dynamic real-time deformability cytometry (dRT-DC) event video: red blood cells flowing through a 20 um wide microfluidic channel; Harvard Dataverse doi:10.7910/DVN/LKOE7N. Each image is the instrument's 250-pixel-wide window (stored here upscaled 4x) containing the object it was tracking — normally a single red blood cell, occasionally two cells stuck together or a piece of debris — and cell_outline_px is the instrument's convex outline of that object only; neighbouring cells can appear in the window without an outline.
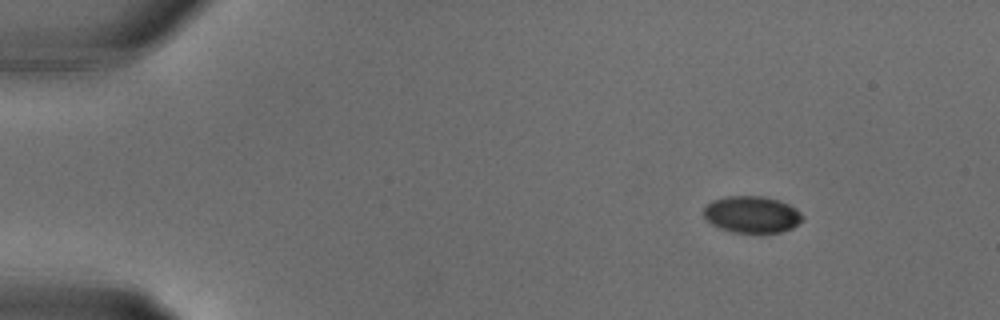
{"species": "common noctule bat (a hibernating species)", "species_latin": "Nyctalus noctula", "temperature_condition": "warm", "stored_images_in_passage": 13, "camera_frame_rate_fps": 3000, "um_per_image_px": 0.085, "animal": {"sex": "male", "body_mass_g": 18.8}, "frame": {"image": 1, "passage_image": 1, "time_ms": 0.0, "image_size_px": [1000, 320], "cell_outline_px": [[804, 220], [792, 228], [780, 232], [732, 232], [720, 228], [712, 224], [704, 216], [704, 208], [712, 200], [728, 196], [764, 196], [788, 204], [796, 208], [804, 216]], "centroid_in_image_um": [63.93, 18.23], "position_along_channel_um": 21.1, "area_um2": 21.04}}
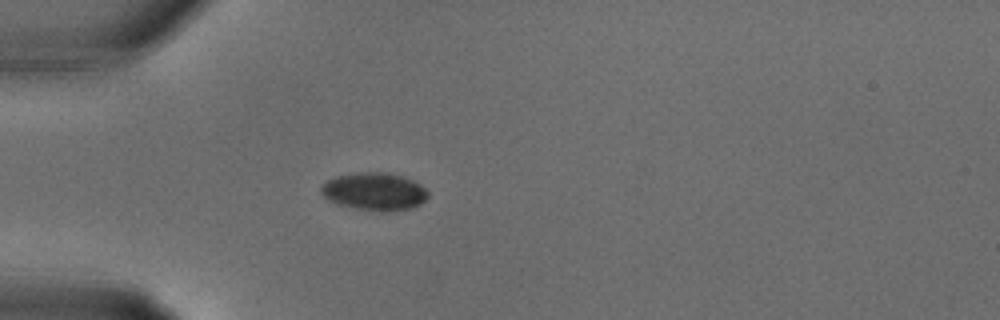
{"frame": {"image": 2, "passage_image": 6, "time_ms": 1.667, "image_size_px": [1000, 320], "cell_outline_px": [[428, 196], [420, 204], [412, 208], [356, 208], [336, 204], [328, 200], [320, 192], [320, 188], [328, 180], [336, 176], [360, 172], [380, 172], [400, 176], [412, 180], [420, 184], [428, 192]], "centroid_in_image_um": [31.78, 16.23], "position_along_channel_um": 53.2, "area_um2": 22.48}}
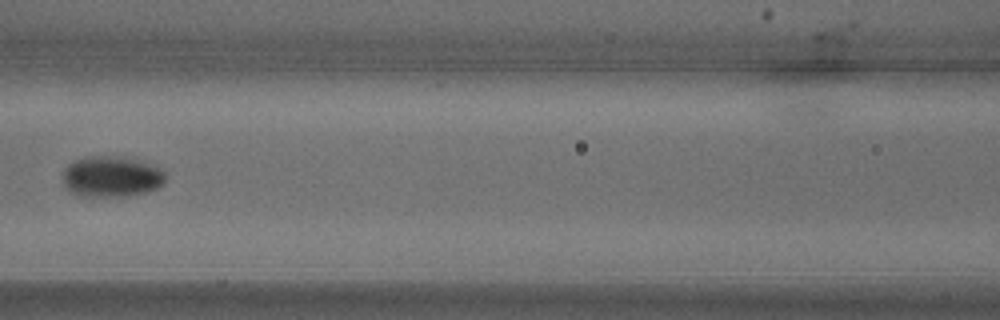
{"frame": {"image": 3, "passage_image": 11, "time_ms": 3.333, "image_size_px": [1000, 320], "cell_outline_px": [[164, 184], [156, 188], [144, 192], [124, 196], [80, 196], [64, 188], [64, 168], [68, 164], [84, 156], [136, 156], [160, 168], [164, 172]], "centroid_in_image_um": [9.49, 14.97], "position_along_channel_um": 157.1, "area_um2": 24.85}}